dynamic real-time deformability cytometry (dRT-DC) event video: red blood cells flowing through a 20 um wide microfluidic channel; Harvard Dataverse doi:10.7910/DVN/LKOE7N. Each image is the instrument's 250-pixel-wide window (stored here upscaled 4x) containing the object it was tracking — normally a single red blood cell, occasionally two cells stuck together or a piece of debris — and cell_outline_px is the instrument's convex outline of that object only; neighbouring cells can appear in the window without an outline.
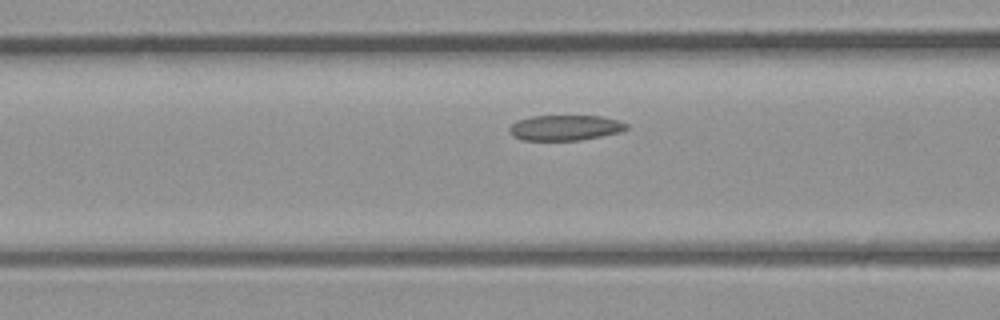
{"species": "common noctule bat (a hibernating species)", "species_latin": "Nyctalus noctula", "temperature_condition": "room temperature", "stored_images_in_passage": 30, "camera_frame_rate_fps": 3000, "um_per_image_px": 0.085, "animal": {"sex": "male", "body_mass_g": 23.1, "forearm_length_mm": 52.7}, "frame": {"image": 1, "passage_image": 11, "time_ms": 3.333, "image_size_px": [1000, 320], "cell_outline_px": [[628, 128], [620, 132], [580, 140], [520, 140], [512, 136], [508, 132], [508, 128], [516, 120], [532, 116], [600, 116], [620, 120], [628, 124]], "centroid_in_image_um": [48.0, 10.85], "position_along_channel_um": 118.6, "area_um2": 17.46}}
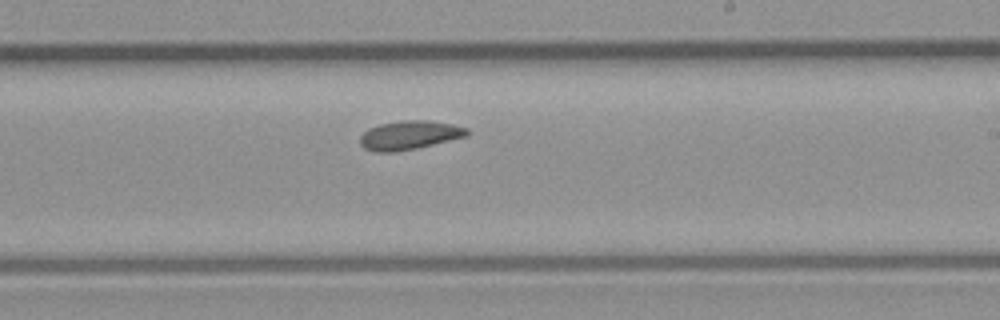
{"frame": {"image": 2, "passage_image": 19, "time_ms": 6.0, "image_size_px": [1000, 320], "cell_outline_px": [[468, 136], [416, 148], [396, 152], [376, 152], [364, 148], [360, 144], [360, 136], [368, 128], [380, 124], [404, 120], [428, 120], [452, 124], [468, 128]], "centroid_in_image_um": [34.79, 11.49], "position_along_channel_um": 254.2, "area_um2": 17.98}}
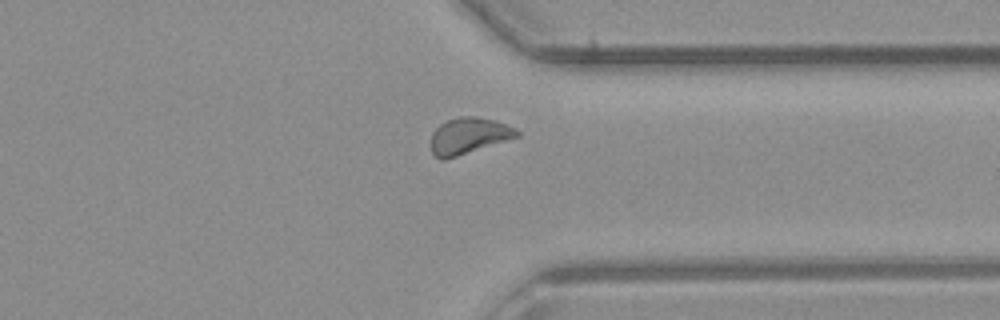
{"frame": {"image": 3, "passage_image": 26, "time_ms": 8.333, "image_size_px": [1000, 320], "cell_outline_px": [[520, 136], [444, 160], [440, 160], [432, 152], [428, 144], [432, 132], [440, 124], [448, 120], [460, 116], [472, 116], [492, 120], [516, 128], [520, 132]], "centroid_in_image_um": [39.78, 11.55], "position_along_channel_um": 371.6, "area_um2": 18.15}}